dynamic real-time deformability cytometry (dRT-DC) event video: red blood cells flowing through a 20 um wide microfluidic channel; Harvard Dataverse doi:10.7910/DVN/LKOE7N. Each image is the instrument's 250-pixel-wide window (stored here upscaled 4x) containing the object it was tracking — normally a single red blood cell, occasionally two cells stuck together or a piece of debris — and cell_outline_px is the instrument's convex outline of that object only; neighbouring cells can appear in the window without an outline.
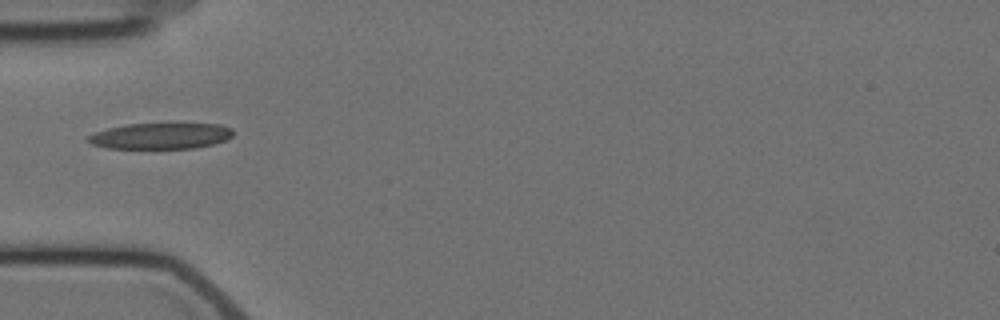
{"species": "Egyptian fruit bat (a non-hibernating species)", "species_latin": "Rousettus aegyptiacus", "temperature_condition": "cold", "stored_images_in_passage": 6, "camera_frame_rate_fps": 3000, "um_per_image_px": 0.085, "animal": {"sex": "female"}, "frame": {"image": 1, "passage_image": 3, "time_ms": 2.333, "image_size_px": [1000, 320], "cell_outline_px": [[232, 136], [228, 140], [196, 148], [108, 148], [92, 144], [84, 140], [88, 136], [96, 132], [108, 128], [128, 124], [220, 124], [232, 128]], "centroid_in_image_um": [13.66, 11.56], "position_along_channel_um": 71.3, "area_um2": 21.91}}
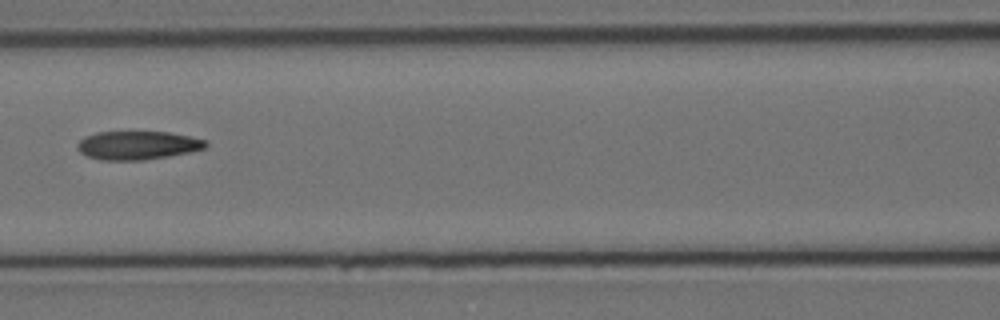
{"frame": {"image": 2, "passage_image": 5, "time_ms": 4.667, "image_size_px": [1000, 320], "cell_outline_px": [[208, 144], [204, 148], [192, 152], [144, 160], [100, 160], [88, 156], [80, 152], [76, 148], [76, 144], [84, 136], [96, 132], [168, 132], [208, 140]], "centroid_in_image_um": [11.69, 12.35], "position_along_channel_um": 154.9, "area_um2": 21.44}}
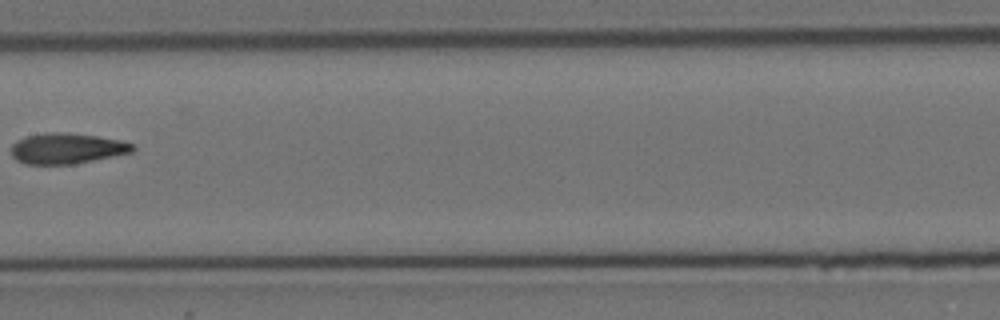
{"frame": {"image": 3, "passage_image": 6, "time_ms": 6.0, "image_size_px": [1000, 320], "cell_outline_px": [[136, 148], [132, 152], [76, 164], [24, 164], [16, 160], [12, 156], [12, 144], [16, 140], [28, 136], [48, 132], [64, 132], [96, 136], [120, 140], [136, 144]], "centroid_in_image_um": [5.7, 12.62], "position_along_channel_um": 201.7, "area_um2": 21.79}}